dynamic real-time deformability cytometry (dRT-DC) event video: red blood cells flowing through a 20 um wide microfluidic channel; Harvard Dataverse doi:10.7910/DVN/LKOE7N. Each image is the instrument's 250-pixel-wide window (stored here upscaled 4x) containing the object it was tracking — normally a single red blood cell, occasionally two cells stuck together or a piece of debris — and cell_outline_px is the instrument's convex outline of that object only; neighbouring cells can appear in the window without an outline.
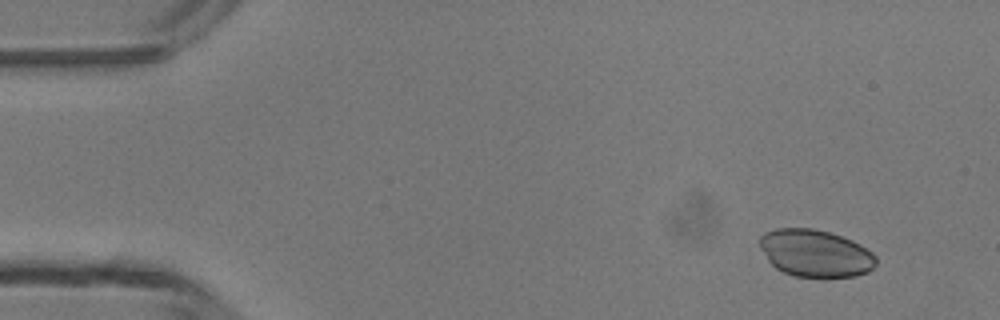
{"species": "common noctule bat (a hibernating species)", "species_latin": "Nyctalus noctula", "temperature_condition": "room temperature", "stored_images_in_passage": 4, "camera_frame_rate_fps": 3000, "um_per_image_px": 0.085, "animal": {"sex": "male", "body_mass_g": 13.3}, "frame": {"image": 1, "passage_image": 1, "time_ms": 0.0, "image_size_px": [1000, 320], "cell_outline_px": [[876, 264], [868, 272], [856, 276], [824, 280], [796, 276], [784, 272], [776, 268], [768, 260], [760, 248], [760, 236], [764, 232], [776, 228], [812, 228], [828, 232], [852, 240], [860, 244], [872, 252], [876, 256]], "centroid_in_image_um": [69.32, 21.56], "position_along_channel_um": 15.7, "area_um2": 32.71}}